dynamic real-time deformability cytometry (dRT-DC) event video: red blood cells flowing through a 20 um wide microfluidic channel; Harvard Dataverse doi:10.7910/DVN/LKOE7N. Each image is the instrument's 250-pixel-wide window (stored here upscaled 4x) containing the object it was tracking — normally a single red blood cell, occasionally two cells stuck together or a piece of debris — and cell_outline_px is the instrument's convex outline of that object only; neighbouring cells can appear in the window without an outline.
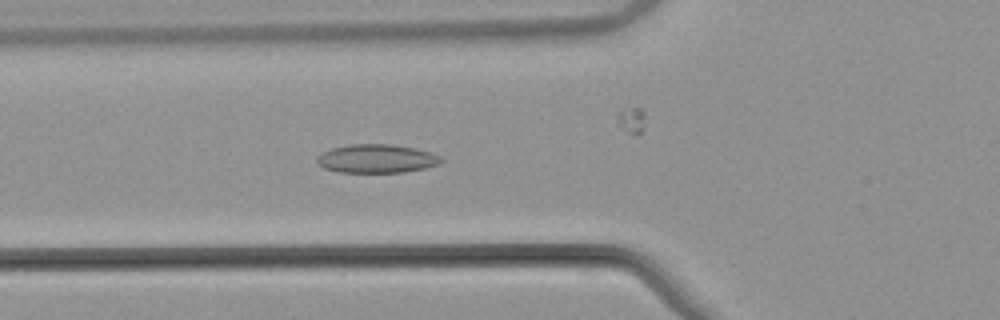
{"species": "common noctule bat (a hibernating species)", "species_latin": "Nyctalus noctula", "temperature_condition": "warm", "stored_images_in_passage": 42, "camera_frame_rate_fps": 3000, "um_per_image_px": 0.085, "animal": {"sex": "male", "body_mass_g": 21.5, "forearm_length_mm": 52.0}, "frame": {"image": 1, "passage_image": 12, "time_ms": 3.667, "image_size_px": [1000, 320], "cell_outline_px": [[444, 160], [440, 164], [424, 168], [404, 172], [340, 172], [324, 168], [316, 164], [316, 156], [332, 148], [348, 144], [392, 144], [416, 148], [432, 152], [440, 156]], "centroid_in_image_um": [32.02, 13.48], "position_along_channel_um": 93.8, "area_um2": 20.87}}
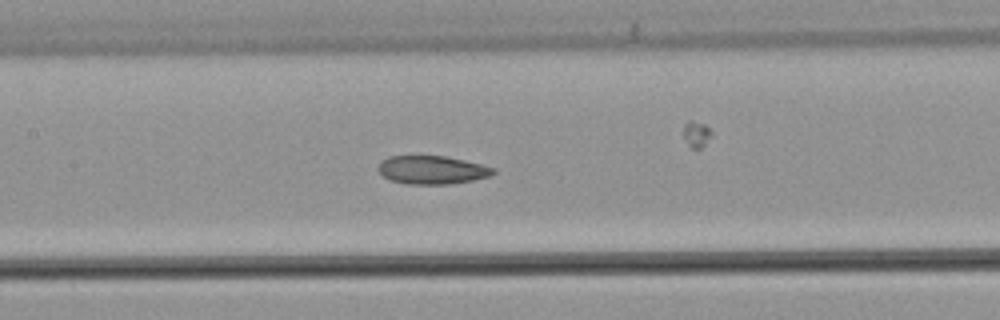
{"frame": {"image": 2, "passage_image": 18, "time_ms": 5.667, "image_size_px": [1000, 320], "cell_outline_px": [[496, 172], [488, 176], [472, 180], [448, 184], [404, 184], [392, 180], [384, 176], [376, 168], [388, 156], [444, 156], [464, 160], [496, 168]], "centroid_in_image_um": [36.73, 14.44], "position_along_channel_um": 170.7, "area_um2": 18.79}}
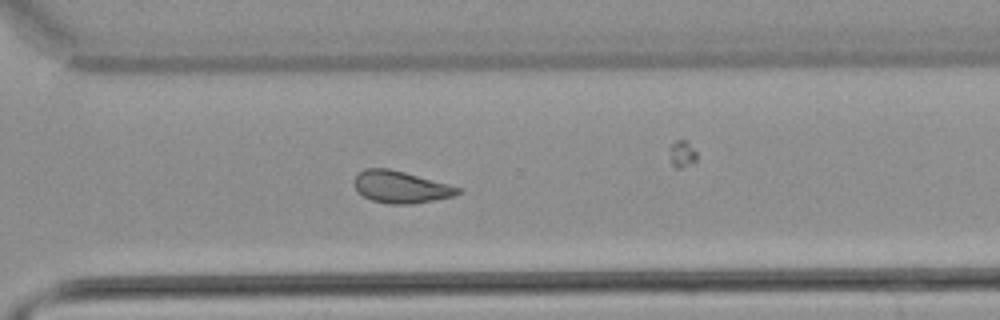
{"frame": {"image": 3, "passage_image": 31, "time_ms": 10.0, "image_size_px": [1000, 320], "cell_outline_px": [[460, 192], [452, 196], [412, 204], [388, 204], [372, 200], [364, 196], [352, 184], [352, 180], [364, 168], [388, 168], [404, 172], [448, 184], [460, 188]], "centroid_in_image_um": [34.01, 15.89], "position_along_channel_um": 336.6, "area_um2": 19.07}, "authors_computed_cell_mechanics": {"area_um2": 19.8254, "velocity_mm_per_s": 3.8361, "shape_relaxation_time_tau1_ms": null, "shape_relaxation_time_tau2_ms": 3.3794, "deformation_change_tau1": null, "deformation_change_tau2": 0.0998}}